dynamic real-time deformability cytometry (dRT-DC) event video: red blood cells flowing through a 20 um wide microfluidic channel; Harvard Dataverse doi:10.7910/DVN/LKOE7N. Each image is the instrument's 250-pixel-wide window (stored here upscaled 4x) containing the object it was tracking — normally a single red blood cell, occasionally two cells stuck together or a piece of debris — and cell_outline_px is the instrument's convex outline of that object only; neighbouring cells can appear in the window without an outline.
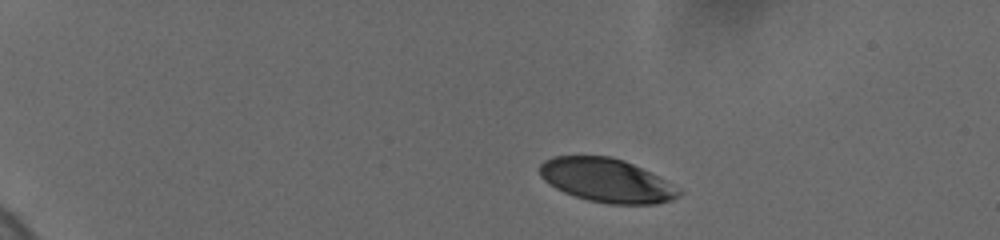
{"species": "human", "species_latin": "Homo sapiens", "temperature_condition": "cold", "stored_images_in_passage": 8, "camera_frame_rate_fps": 3000, "um_per_image_px": 0.085, "donor": {"sex": "female"}, "frame": {"image": 1, "passage_image": 1, "time_ms": 0.0, "image_size_px": [1000, 240], "cell_outline_px": [[684, 192], [680, 196], [672, 200], [656, 204], [608, 204], [588, 200], [564, 192], [548, 184], [540, 176], [540, 164], [544, 160], [552, 156], [608, 156], [624, 160], [664, 180]], "centroid_in_image_um": [51.54, 15.34], "position_along_channel_um": 33.5, "area_um2": 35.26}}
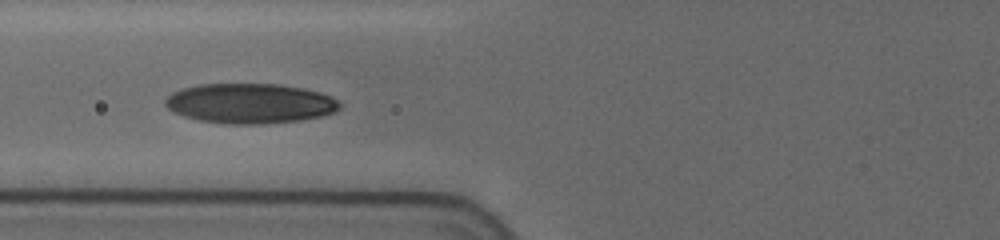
{"frame": {"image": 2, "passage_image": 6, "time_ms": 4.667, "image_size_px": [1000, 240], "cell_outline_px": [[340, 108], [332, 112], [320, 116], [300, 120], [264, 124], [224, 124], [200, 120], [184, 116], [172, 112], [164, 104], [164, 100], [172, 92], [180, 88], [196, 84], [280, 84], [320, 92], [332, 96], [340, 100]], "centroid_in_image_um": [21.22, 8.78], "position_along_channel_um": 104.6, "area_um2": 40.86}}
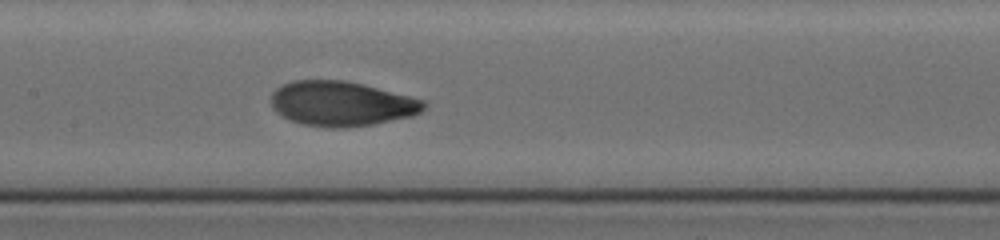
{"frame": {"image": 3, "passage_image": 8, "time_ms": 6.667, "image_size_px": [1000, 240], "cell_outline_px": [[428, 104], [420, 112], [412, 116], [376, 124], [344, 128], [328, 128], [304, 124], [292, 120], [276, 112], [272, 108], [272, 92], [276, 88], [284, 84], [296, 80], [344, 80], [364, 84], [424, 100]], "centroid_in_image_um": [29.05, 8.81], "position_along_channel_um": 178.3, "area_um2": 39.88}}